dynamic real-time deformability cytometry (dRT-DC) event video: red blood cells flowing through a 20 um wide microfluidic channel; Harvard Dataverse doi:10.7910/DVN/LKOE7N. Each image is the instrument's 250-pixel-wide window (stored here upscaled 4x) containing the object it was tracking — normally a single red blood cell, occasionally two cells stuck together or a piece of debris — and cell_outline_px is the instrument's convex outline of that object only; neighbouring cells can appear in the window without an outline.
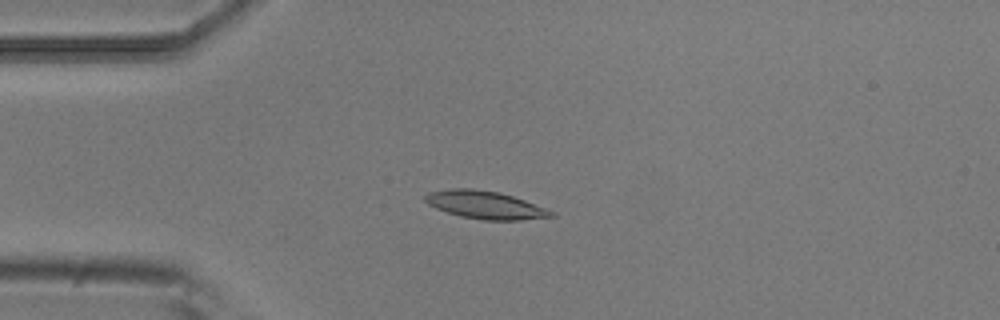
{"species": "common noctule bat (a hibernating species)", "species_latin": "Nyctalus noctula", "temperature_condition": "room temperature", "stored_images_in_passage": 4, "camera_frame_rate_fps": 3000, "um_per_image_px": 0.085, "animal": {"sex": "male", "body_mass_g": 20.5, "forearm_length_mm": 52.5}, "frame": {"image": 1, "passage_image": 3, "time_ms": 0.667, "image_size_px": [1000, 320], "cell_outline_px": [[556, 216], [520, 220], [484, 220], [460, 216], [436, 208], [428, 204], [424, 200], [424, 196], [428, 192], [452, 188], [472, 188], [496, 192], [512, 196], [524, 200], [556, 212]], "centroid_in_image_um": [41.24, 17.42], "position_along_channel_um": 43.8, "area_um2": 20.35}}
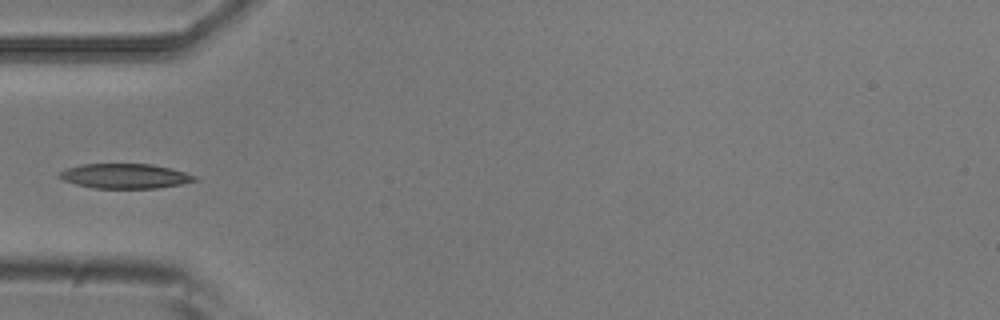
{"frame": {"image": 2, "passage_image": 4, "time_ms": 1.0, "image_size_px": [1000, 320], "cell_outline_px": [[200, 180], [180, 184], [156, 188], [92, 188], [76, 184], [64, 180], [56, 176], [60, 172], [68, 168], [80, 164], [152, 164], [184, 172], [196, 176]], "centroid_in_image_um": [10.61, 14.96], "position_along_channel_um": 74.4, "area_um2": 19.42}}